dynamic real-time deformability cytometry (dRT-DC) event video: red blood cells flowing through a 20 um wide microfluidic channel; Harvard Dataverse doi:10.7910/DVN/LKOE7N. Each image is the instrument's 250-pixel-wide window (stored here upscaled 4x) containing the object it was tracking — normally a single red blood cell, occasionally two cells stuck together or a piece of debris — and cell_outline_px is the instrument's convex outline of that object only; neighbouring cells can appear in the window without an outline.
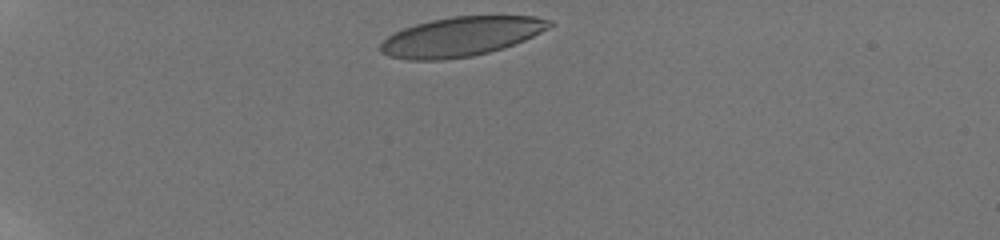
{"species": "human", "species_latin": "Homo sapiens", "temperature_condition": "room temperature", "stored_images_in_passage": 9, "camera_frame_rate_fps": 3000, "um_per_image_px": 0.085, "donor": {"sex": "male"}, "frame": {"image": 1, "passage_image": 1, "time_ms": 0.0, "image_size_px": [1000, 240], "cell_outline_px": [[556, 24], [524, 40], [488, 52], [472, 56], [444, 60], [408, 60], [388, 56], [380, 52], [380, 44], [388, 36], [404, 28], [416, 24], [432, 20], [452, 16], [536, 16], [552, 20]], "centroid_in_image_um": [39.18, 3.11], "position_along_channel_um": 45.8, "area_um2": 38.61}}